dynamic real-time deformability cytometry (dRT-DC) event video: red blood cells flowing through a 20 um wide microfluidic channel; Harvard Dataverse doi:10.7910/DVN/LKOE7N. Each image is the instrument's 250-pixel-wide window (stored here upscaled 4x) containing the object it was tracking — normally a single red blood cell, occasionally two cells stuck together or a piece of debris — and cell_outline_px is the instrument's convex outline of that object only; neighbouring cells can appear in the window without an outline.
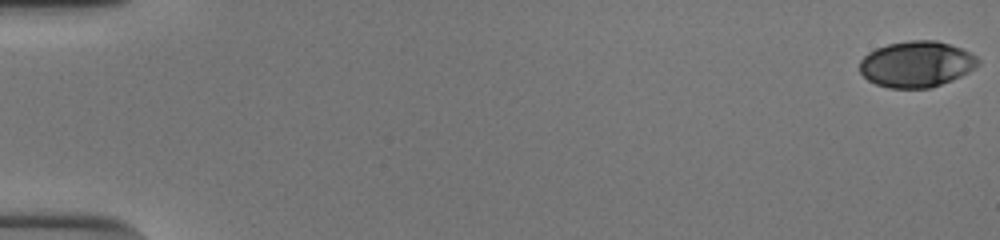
{"species": "human", "species_latin": "Homo sapiens", "temperature_condition": "cold", "stored_images_in_passage": 54, "camera_frame_rate_fps": 3000, "um_per_image_px": 0.085, "donor": {"sex": "male"}, "frame": {"image": 1, "passage_image": 1, "time_ms": 0.0, "image_size_px": [1000, 240], "cell_outline_px": [[980, 64], [976, 68], [952, 80], [932, 88], [888, 88], [876, 84], [868, 80], [860, 72], [860, 60], [868, 52], [876, 48], [888, 44], [908, 40], [936, 40], [960, 48], [976, 56], [980, 60]], "centroid_in_image_um": [77.9, 5.46], "position_along_channel_um": 7.1, "area_um2": 31.85}}
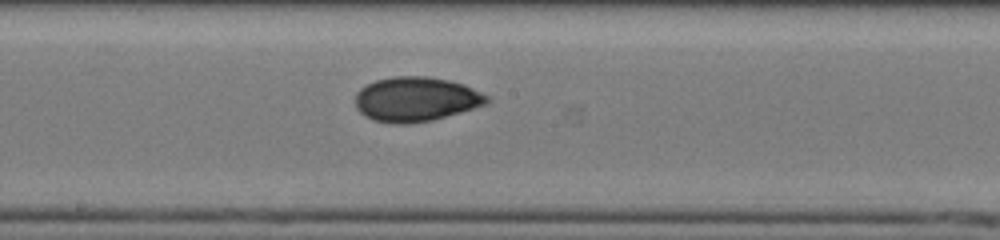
{"frame": {"image": 2, "passage_image": 31, "time_ms": 10.0, "image_size_px": [1000, 240], "cell_outline_px": [[492, 100], [484, 104], [460, 112], [432, 120], [408, 124], [392, 124], [372, 120], [364, 116], [356, 108], [356, 92], [360, 88], [376, 80], [392, 76], [424, 76], [448, 80], [464, 84], [488, 96]], "centroid_in_image_um": [35.32, 8.44], "position_along_channel_um": 212.9, "area_um2": 34.16}}
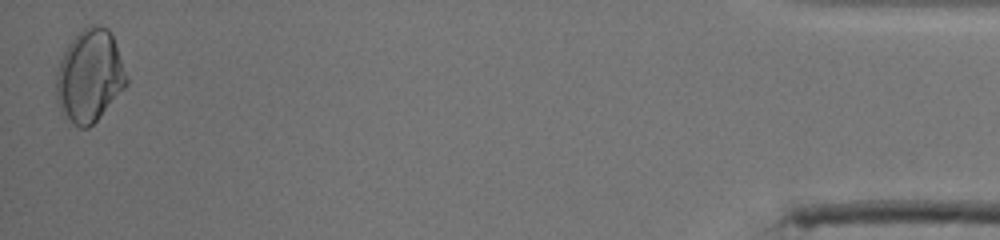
{"frame": {"image": 3, "passage_image": 54, "time_ms": 17.667, "image_size_px": [1000, 240], "cell_outline_px": [[128, 84], [96, 120], [88, 128], [68, 128], [60, 112], [56, 100], [56, 72], [60, 60], [68, 44], [88, 24], [96, 24], [108, 28], [112, 32], [128, 80]], "centroid_in_image_um": [7.57, 6.51], "position_along_channel_um": 427.6, "area_um2": 38.44}, "authors_computed_cell_mechanics": {"area_um2": 32.946, "velocity_mm_per_s": 3.8637, "shape_relaxation_time_tau1_ms": 4.7411, "shape_relaxation_time_tau2_ms": 1.8141, "deformation_change_tau1": 0.1246, "deformation_change_tau2": 0.0422}}